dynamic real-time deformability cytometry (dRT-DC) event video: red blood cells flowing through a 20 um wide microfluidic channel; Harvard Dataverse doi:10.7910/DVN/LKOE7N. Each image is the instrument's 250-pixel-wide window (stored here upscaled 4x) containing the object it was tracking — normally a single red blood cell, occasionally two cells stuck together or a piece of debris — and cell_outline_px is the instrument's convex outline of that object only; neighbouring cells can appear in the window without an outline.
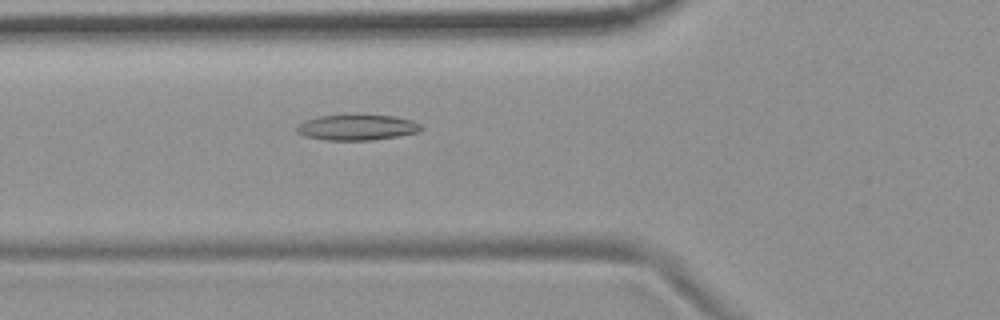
{"species": "common noctule bat (a hibernating species)", "species_latin": "Nyctalus noctula", "temperature_condition": "room temperature", "stored_images_in_passage": 52, "camera_frame_rate_fps": 3000, "um_per_image_px": 0.085, "animal": {"sex": "female", "body_mass_g": 19.9}, "frame": {"image": 1, "passage_image": 17, "time_ms": 5.333, "image_size_px": [1000, 320], "cell_outline_px": [[424, 128], [420, 132], [400, 136], [372, 140], [324, 140], [304, 136], [296, 132], [296, 128], [304, 120], [316, 116], [356, 112], [396, 116], [412, 120], [420, 124]], "centroid_in_image_um": [30.36, 10.78], "position_along_channel_um": 95.4, "area_um2": 19.65}}
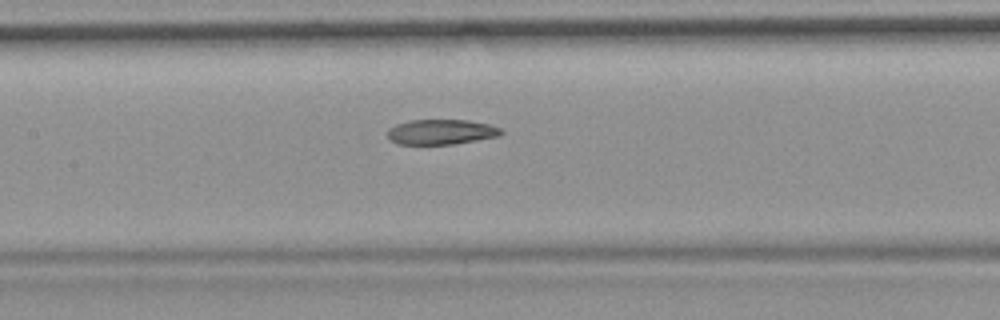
{"frame": {"image": 2, "passage_image": 23, "time_ms": 7.333, "image_size_px": [1000, 320], "cell_outline_px": [[504, 132], [500, 136], [452, 144], [396, 144], [388, 140], [388, 128], [396, 124], [408, 120], [468, 120], [488, 124], [500, 128]], "centroid_in_image_um": [37.47, 11.21], "position_along_channel_um": 169.9, "area_um2": 16.7}}
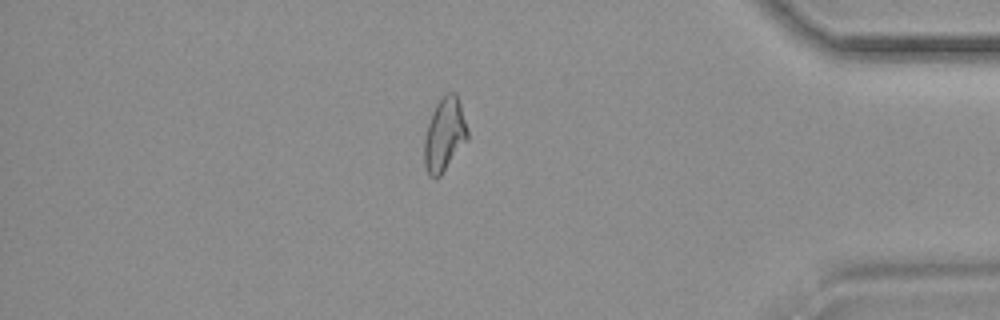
{"frame": {"image": 3, "passage_image": 44, "time_ms": 14.333, "image_size_px": [1000, 320], "cell_outline_px": [[468, 136], [440, 176], [436, 180], [428, 176], [424, 164], [424, 140], [428, 124], [432, 112], [436, 104], [448, 92], [456, 92], [468, 128]], "centroid_in_image_um": [37.75, 11.45], "position_along_channel_um": 397.4, "area_um2": 18.21}, "authors_computed_cell_mechanics": {"area_um2": 18.5538, "velocity_mm_per_s": 3.7055, "shape_relaxation_time_tau1_ms": null, "shape_relaxation_time_tau2_ms": 4.1251, "deformation_change_tau1": null, "deformation_change_tau2": 0.1106}}